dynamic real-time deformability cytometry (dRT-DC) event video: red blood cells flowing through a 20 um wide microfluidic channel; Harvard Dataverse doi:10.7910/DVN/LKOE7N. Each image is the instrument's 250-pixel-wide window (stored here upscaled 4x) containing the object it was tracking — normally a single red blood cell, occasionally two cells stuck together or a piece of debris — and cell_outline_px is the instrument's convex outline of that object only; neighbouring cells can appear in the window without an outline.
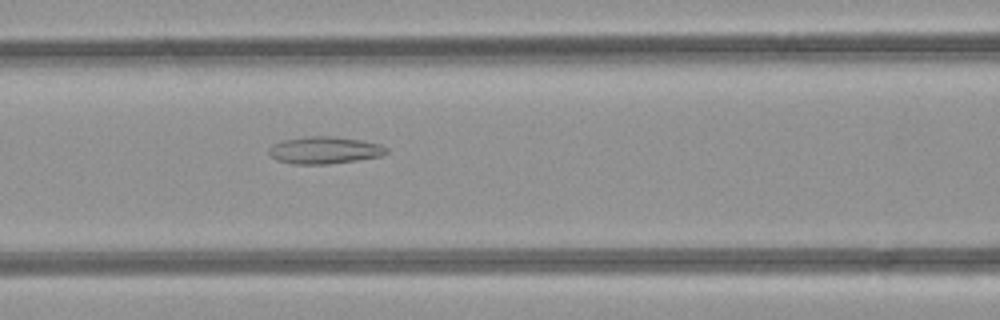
{"species": "common noctule bat (a hibernating species)", "species_latin": "Nyctalus noctula", "temperature_condition": "room temperature", "stored_images_in_passage": 36, "camera_frame_rate_fps": 3000, "um_per_image_px": 0.085, "animal": {"sex": "female", "body_mass_g": 21.9}, "frame": {"image": 1, "passage_image": 8, "time_ms": 2.333, "image_size_px": [1000, 320], "cell_outline_px": [[388, 152], [380, 156], [356, 160], [328, 164], [292, 164], [276, 160], [268, 152], [268, 148], [272, 144], [284, 140], [304, 136], [336, 136], [360, 140], [380, 144], [388, 148]], "centroid_in_image_um": [27.56, 12.76], "position_along_channel_um": 139.0, "area_um2": 18.67}}
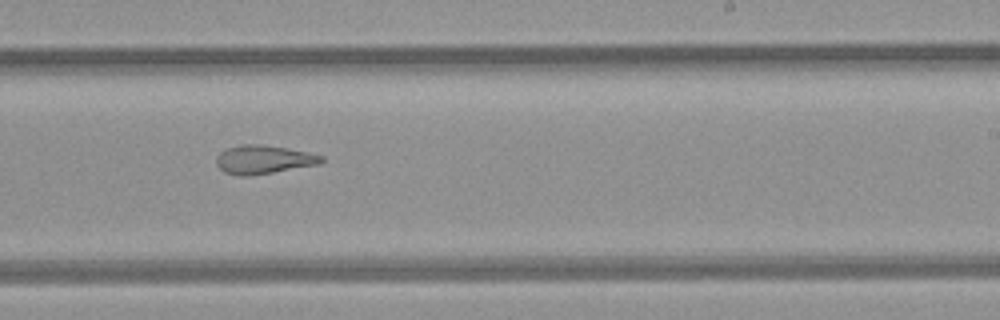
{"frame": {"image": 2, "passage_image": 17, "time_ms": 5.333, "image_size_px": [1000, 320], "cell_outline_px": [[324, 160], [320, 164], [248, 176], [240, 176], [224, 172], [216, 164], [216, 156], [220, 152], [228, 148], [240, 144], [260, 144], [308, 152], [324, 156]], "centroid_in_image_um": [22.38, 13.56], "position_along_channel_um": 266.6, "area_um2": 17.4}}
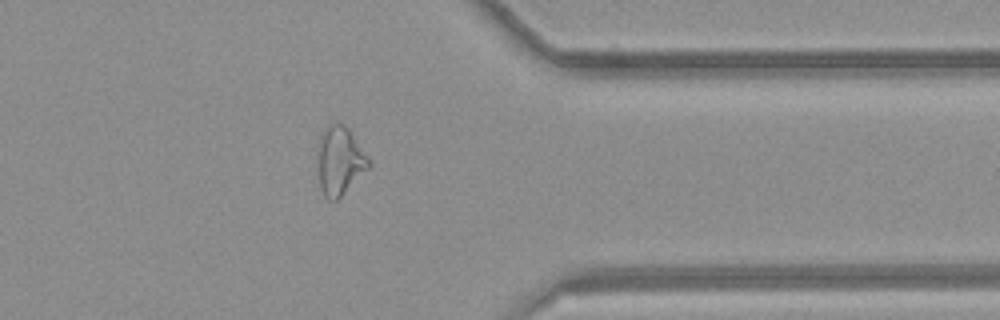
{"frame": {"image": 3, "passage_image": 26, "time_ms": 8.333, "image_size_px": [1000, 320], "cell_outline_px": [[372, 164], [336, 200], [328, 200], [324, 196], [320, 188], [316, 152], [320, 136], [328, 124], [336, 120], [344, 124], [348, 128]], "centroid_in_image_um": [28.83, 13.62], "position_along_channel_um": 382.6, "area_um2": 20.35}, "authors_computed_cell_mechanics": {"area_um2": 19.074, "velocity_mm_per_s": 4.2604, "shape_relaxation_time_tau1_ms": null, "shape_relaxation_time_tau2_ms": 6.0543, "deformation_change_tau1": null, "deformation_change_tau2": 0.1908}}